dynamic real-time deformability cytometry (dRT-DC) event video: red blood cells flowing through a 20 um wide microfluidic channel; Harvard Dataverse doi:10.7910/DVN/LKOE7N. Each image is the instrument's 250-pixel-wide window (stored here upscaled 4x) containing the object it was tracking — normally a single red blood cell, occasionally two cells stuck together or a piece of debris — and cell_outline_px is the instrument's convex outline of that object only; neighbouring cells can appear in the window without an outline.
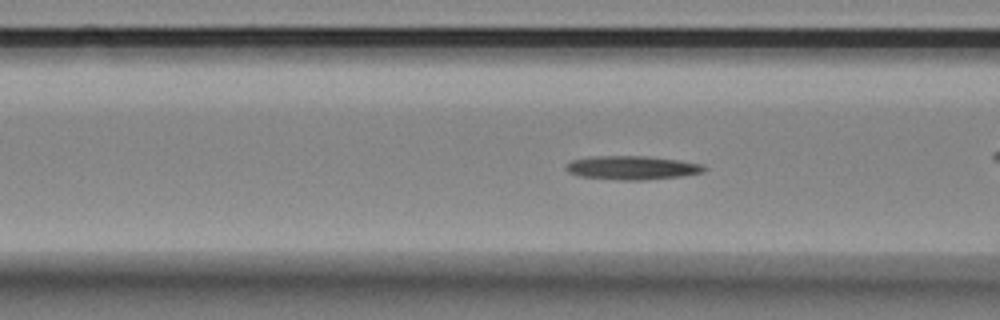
{"species": "Egyptian fruit bat (a non-hibernating species)", "species_latin": "Rousettus aegyptiacus", "temperature_condition": "room temperature", "stored_images_in_passage": 56, "camera_frame_rate_fps": 3000, "um_per_image_px": 0.085, "animal": {"sex": "female"}, "frame": {"image": 1, "passage_image": 20, "time_ms": 6.333, "image_size_px": [1000, 320], "cell_outline_px": [[708, 168], [704, 172], [684, 176], [644, 180], [624, 180], [580, 176], [568, 172], [564, 168], [572, 160], [596, 156], [648, 156], [680, 160], [704, 164]], "centroid_in_image_um": [53.81, 14.25], "position_along_channel_um": 112.8, "area_um2": 19.19}}
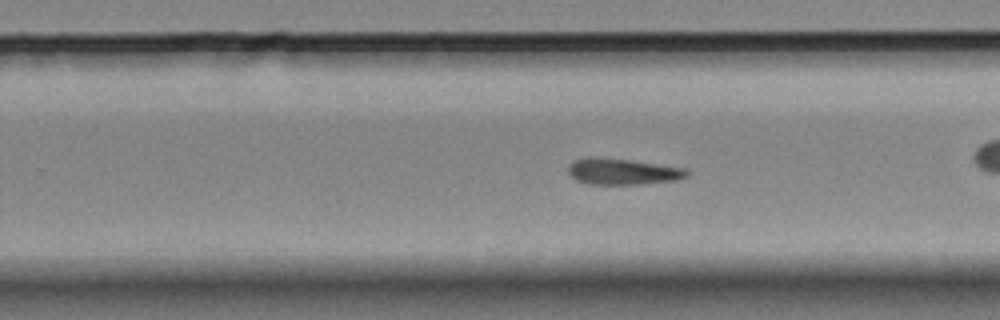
{"frame": {"image": 2, "passage_image": 34, "time_ms": 11.0, "image_size_px": [1000, 320], "cell_outline_px": [[692, 172], [688, 176], [680, 180], [640, 184], [588, 184], [576, 180], [568, 172], [568, 164], [572, 160], [588, 156], [628, 160], [688, 168]], "centroid_in_image_um": [52.95, 14.58], "position_along_channel_um": 276.8, "area_um2": 18.38}}
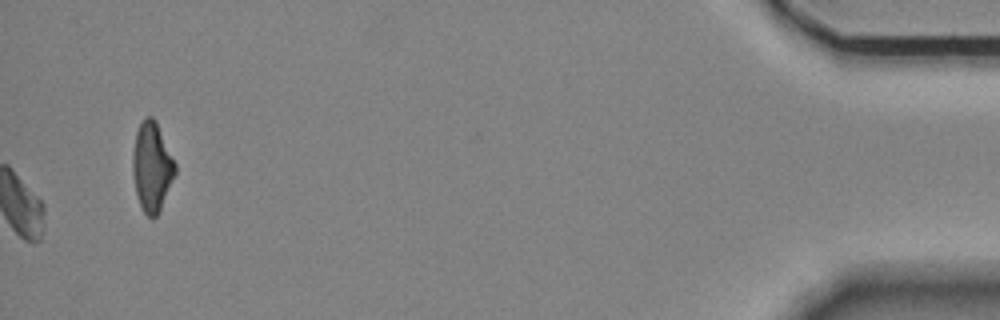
{"frame": {"image": 3, "passage_image": 56, "time_ms": 18.333, "image_size_px": [1000, 320], "cell_outline_px": [[176, 172], [160, 212], [152, 220], [140, 208], [136, 192], [132, 172], [132, 152], [136, 132], [144, 116], [152, 116], [156, 120], [176, 164]], "centroid_in_image_um": [12.9, 14.19], "position_along_channel_um": 422.3, "area_um2": 22.37}, "authors_computed_cell_mechanics": {"area_um2": 18.1203, "velocity_mm_per_s": 3.5187, "shape_relaxation_time_tau1_ms": null, "shape_relaxation_time_tau2_ms": 8.898, "deformation_change_tau1": null, "deformation_change_tau2": 0.1742}}